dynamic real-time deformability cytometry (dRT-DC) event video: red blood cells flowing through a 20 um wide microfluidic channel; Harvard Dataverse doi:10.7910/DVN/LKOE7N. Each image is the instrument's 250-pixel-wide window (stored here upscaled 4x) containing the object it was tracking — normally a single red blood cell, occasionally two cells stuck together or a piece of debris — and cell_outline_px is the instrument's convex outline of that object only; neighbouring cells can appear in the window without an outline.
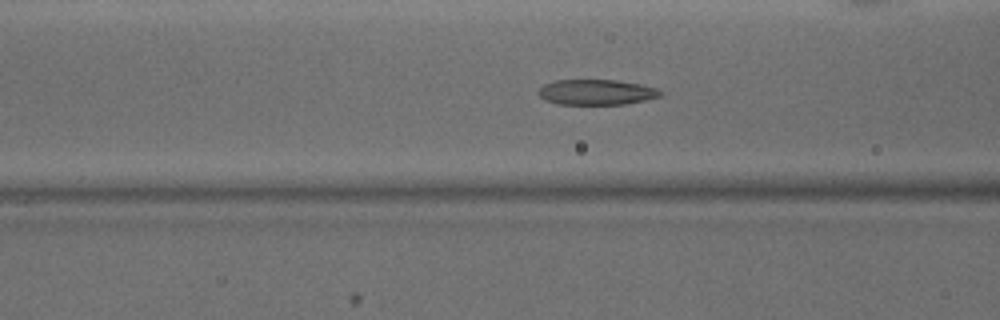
{"species": "common noctule bat (a hibernating species)", "species_latin": "Nyctalus noctula", "temperature_condition": "warm", "stored_images_in_passage": 48, "camera_frame_rate_fps": 3000, "um_per_image_px": 0.085, "animal": {"sex": "male", "body_mass_g": 15.6}, "frame": {"image": 1, "passage_image": 18, "time_ms": 5.667, "image_size_px": [1000, 320], "cell_outline_px": [[664, 92], [660, 96], [644, 100], [624, 104], [560, 104], [544, 100], [536, 92], [544, 84], [556, 80], [616, 80], [640, 84], [656, 88]], "centroid_in_image_um": [50.68, 7.83], "position_along_channel_um": 115.9, "area_um2": 17.98}}
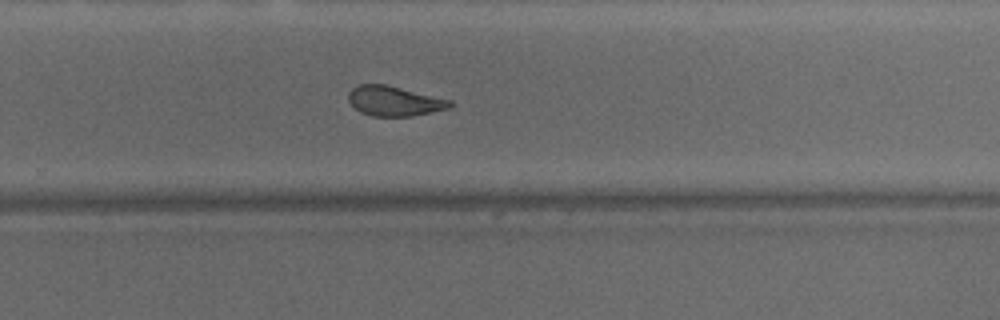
{"frame": {"image": 2, "passage_image": 31, "time_ms": 10.0, "image_size_px": [1000, 320], "cell_outline_px": [[452, 104], [448, 108], [412, 116], [372, 116], [360, 112], [348, 100], [348, 92], [352, 88], [360, 84], [384, 84], [452, 100]], "centroid_in_image_um": [33.48, 8.58], "position_along_channel_um": 296.3, "area_um2": 17.46}}
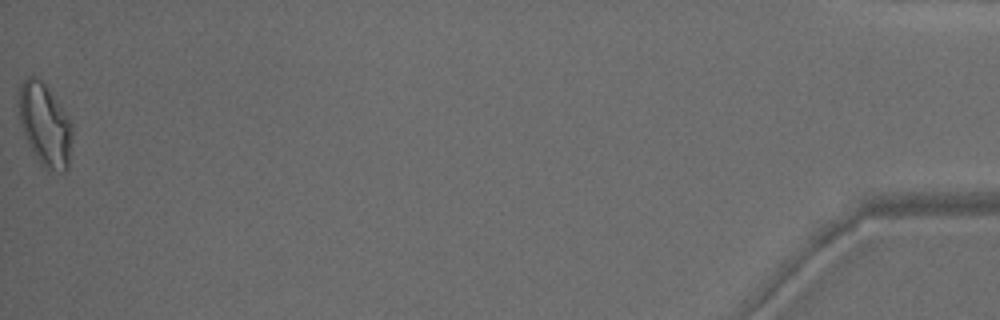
{"frame": {"image": 3, "passage_image": 48, "time_ms": 15.667, "image_size_px": [1000, 320], "cell_outline_px": [[72, 132], [68, 168], [64, 172], [48, 172], [40, 164], [28, 144], [24, 136], [20, 120], [20, 84], [28, 76], [32, 76], [40, 80], [48, 88], [72, 120]], "centroid_in_image_um": [3.85, 10.66], "position_along_channel_um": 431.4, "area_um2": 25.72}, "authors_computed_cell_mechanics": {"area_um2": 19.7965, "velocity_mm_per_s": 4.1601, "shape_relaxation_time_tau1_ms": null, "shape_relaxation_time_tau2_ms": 2.1607, "deformation_change_tau1": null, "deformation_change_tau2": 0.0943}}